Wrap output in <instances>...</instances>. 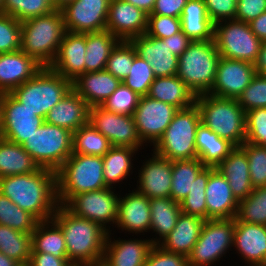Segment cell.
<instances>
[{"label": "cell", "instance_id": "16", "mask_svg": "<svg viewBox=\"0 0 266 266\" xmlns=\"http://www.w3.org/2000/svg\"><path fill=\"white\" fill-rule=\"evenodd\" d=\"M111 0H74L61 9L66 31L88 33L106 30Z\"/></svg>", "mask_w": 266, "mask_h": 266}, {"label": "cell", "instance_id": "24", "mask_svg": "<svg viewBox=\"0 0 266 266\" xmlns=\"http://www.w3.org/2000/svg\"><path fill=\"white\" fill-rule=\"evenodd\" d=\"M207 219L235 218L239 202L233 196L225 177L214 167H209L206 185Z\"/></svg>", "mask_w": 266, "mask_h": 266}, {"label": "cell", "instance_id": "40", "mask_svg": "<svg viewBox=\"0 0 266 266\" xmlns=\"http://www.w3.org/2000/svg\"><path fill=\"white\" fill-rule=\"evenodd\" d=\"M32 251L31 234L23 233L8 226L0 225V252L27 266Z\"/></svg>", "mask_w": 266, "mask_h": 266}, {"label": "cell", "instance_id": "60", "mask_svg": "<svg viewBox=\"0 0 266 266\" xmlns=\"http://www.w3.org/2000/svg\"><path fill=\"white\" fill-rule=\"evenodd\" d=\"M252 32L262 41L266 42V11L256 19L249 22Z\"/></svg>", "mask_w": 266, "mask_h": 266}, {"label": "cell", "instance_id": "6", "mask_svg": "<svg viewBox=\"0 0 266 266\" xmlns=\"http://www.w3.org/2000/svg\"><path fill=\"white\" fill-rule=\"evenodd\" d=\"M220 54L214 40L192 41L178 57L177 76L195 94H207L213 87Z\"/></svg>", "mask_w": 266, "mask_h": 266}, {"label": "cell", "instance_id": "51", "mask_svg": "<svg viewBox=\"0 0 266 266\" xmlns=\"http://www.w3.org/2000/svg\"><path fill=\"white\" fill-rule=\"evenodd\" d=\"M21 50V22L10 15L0 14V53Z\"/></svg>", "mask_w": 266, "mask_h": 266}, {"label": "cell", "instance_id": "57", "mask_svg": "<svg viewBox=\"0 0 266 266\" xmlns=\"http://www.w3.org/2000/svg\"><path fill=\"white\" fill-rule=\"evenodd\" d=\"M188 0H156L154 9L149 15H164L180 18Z\"/></svg>", "mask_w": 266, "mask_h": 266}, {"label": "cell", "instance_id": "9", "mask_svg": "<svg viewBox=\"0 0 266 266\" xmlns=\"http://www.w3.org/2000/svg\"><path fill=\"white\" fill-rule=\"evenodd\" d=\"M73 132L44 121L22 144L40 168L57 171L72 154Z\"/></svg>", "mask_w": 266, "mask_h": 266}, {"label": "cell", "instance_id": "25", "mask_svg": "<svg viewBox=\"0 0 266 266\" xmlns=\"http://www.w3.org/2000/svg\"><path fill=\"white\" fill-rule=\"evenodd\" d=\"M137 55L147 61L153 69L155 77L177 74L178 57L169 49L167 42L146 33L130 40Z\"/></svg>", "mask_w": 266, "mask_h": 266}, {"label": "cell", "instance_id": "35", "mask_svg": "<svg viewBox=\"0 0 266 266\" xmlns=\"http://www.w3.org/2000/svg\"><path fill=\"white\" fill-rule=\"evenodd\" d=\"M198 159L207 167L216 168L235 147L228 140L220 138L210 128L200 123L195 138Z\"/></svg>", "mask_w": 266, "mask_h": 266}, {"label": "cell", "instance_id": "41", "mask_svg": "<svg viewBox=\"0 0 266 266\" xmlns=\"http://www.w3.org/2000/svg\"><path fill=\"white\" fill-rule=\"evenodd\" d=\"M111 147L109 140L89 122L73 132L72 153L103 157Z\"/></svg>", "mask_w": 266, "mask_h": 266}, {"label": "cell", "instance_id": "2", "mask_svg": "<svg viewBox=\"0 0 266 266\" xmlns=\"http://www.w3.org/2000/svg\"><path fill=\"white\" fill-rule=\"evenodd\" d=\"M52 219L59 225L74 266H101L108 231L97 222L78 217L58 205Z\"/></svg>", "mask_w": 266, "mask_h": 266}, {"label": "cell", "instance_id": "61", "mask_svg": "<svg viewBox=\"0 0 266 266\" xmlns=\"http://www.w3.org/2000/svg\"><path fill=\"white\" fill-rule=\"evenodd\" d=\"M253 65L257 74L266 76V42L262 43L260 51Z\"/></svg>", "mask_w": 266, "mask_h": 266}, {"label": "cell", "instance_id": "56", "mask_svg": "<svg viewBox=\"0 0 266 266\" xmlns=\"http://www.w3.org/2000/svg\"><path fill=\"white\" fill-rule=\"evenodd\" d=\"M266 11V0H237L235 20L251 22Z\"/></svg>", "mask_w": 266, "mask_h": 266}, {"label": "cell", "instance_id": "11", "mask_svg": "<svg viewBox=\"0 0 266 266\" xmlns=\"http://www.w3.org/2000/svg\"><path fill=\"white\" fill-rule=\"evenodd\" d=\"M214 42L221 57L254 63L262 41L249 23L225 20L214 24Z\"/></svg>", "mask_w": 266, "mask_h": 266}, {"label": "cell", "instance_id": "31", "mask_svg": "<svg viewBox=\"0 0 266 266\" xmlns=\"http://www.w3.org/2000/svg\"><path fill=\"white\" fill-rule=\"evenodd\" d=\"M205 220L181 212L176 226L159 245L165 250L188 256L200 237Z\"/></svg>", "mask_w": 266, "mask_h": 266}, {"label": "cell", "instance_id": "39", "mask_svg": "<svg viewBox=\"0 0 266 266\" xmlns=\"http://www.w3.org/2000/svg\"><path fill=\"white\" fill-rule=\"evenodd\" d=\"M205 165L198 159L172 161L171 199L181 203L193 187L198 173Z\"/></svg>", "mask_w": 266, "mask_h": 266}, {"label": "cell", "instance_id": "27", "mask_svg": "<svg viewBox=\"0 0 266 266\" xmlns=\"http://www.w3.org/2000/svg\"><path fill=\"white\" fill-rule=\"evenodd\" d=\"M139 154L140 151L136 148L112 146L102 157L103 176L106 186L118 189L116 187L120 185L118 186L120 189V187H122L121 184L124 185L127 183L125 181H128V178H133L135 180L137 178V171H135L137 170V167L135 166L137 165L134 163L138 162L137 159L139 160ZM136 155H138V157ZM133 170L135 171V174H133ZM131 175L135 176L131 177Z\"/></svg>", "mask_w": 266, "mask_h": 266}, {"label": "cell", "instance_id": "52", "mask_svg": "<svg viewBox=\"0 0 266 266\" xmlns=\"http://www.w3.org/2000/svg\"><path fill=\"white\" fill-rule=\"evenodd\" d=\"M245 142L266 147V108H257L245 112Z\"/></svg>", "mask_w": 266, "mask_h": 266}, {"label": "cell", "instance_id": "53", "mask_svg": "<svg viewBox=\"0 0 266 266\" xmlns=\"http://www.w3.org/2000/svg\"><path fill=\"white\" fill-rule=\"evenodd\" d=\"M181 31V19L164 15H148L146 34L164 39Z\"/></svg>", "mask_w": 266, "mask_h": 266}, {"label": "cell", "instance_id": "62", "mask_svg": "<svg viewBox=\"0 0 266 266\" xmlns=\"http://www.w3.org/2000/svg\"><path fill=\"white\" fill-rule=\"evenodd\" d=\"M125 1L138 7L139 9H142L148 15L151 14L156 2V0H125Z\"/></svg>", "mask_w": 266, "mask_h": 266}, {"label": "cell", "instance_id": "65", "mask_svg": "<svg viewBox=\"0 0 266 266\" xmlns=\"http://www.w3.org/2000/svg\"><path fill=\"white\" fill-rule=\"evenodd\" d=\"M2 4H3V0H0V14H1V7H2Z\"/></svg>", "mask_w": 266, "mask_h": 266}, {"label": "cell", "instance_id": "50", "mask_svg": "<svg viewBox=\"0 0 266 266\" xmlns=\"http://www.w3.org/2000/svg\"><path fill=\"white\" fill-rule=\"evenodd\" d=\"M237 100L244 112L266 108V76L256 73Z\"/></svg>", "mask_w": 266, "mask_h": 266}, {"label": "cell", "instance_id": "33", "mask_svg": "<svg viewBox=\"0 0 266 266\" xmlns=\"http://www.w3.org/2000/svg\"><path fill=\"white\" fill-rule=\"evenodd\" d=\"M147 96L172 104L178 109L191 107L196 99L195 94L177 75L155 77Z\"/></svg>", "mask_w": 266, "mask_h": 266}, {"label": "cell", "instance_id": "4", "mask_svg": "<svg viewBox=\"0 0 266 266\" xmlns=\"http://www.w3.org/2000/svg\"><path fill=\"white\" fill-rule=\"evenodd\" d=\"M56 185L60 205L77 194L107 188L102 157L72 153L56 171Z\"/></svg>", "mask_w": 266, "mask_h": 266}, {"label": "cell", "instance_id": "45", "mask_svg": "<svg viewBox=\"0 0 266 266\" xmlns=\"http://www.w3.org/2000/svg\"><path fill=\"white\" fill-rule=\"evenodd\" d=\"M54 10V0H3L1 14L23 22Z\"/></svg>", "mask_w": 266, "mask_h": 266}, {"label": "cell", "instance_id": "14", "mask_svg": "<svg viewBox=\"0 0 266 266\" xmlns=\"http://www.w3.org/2000/svg\"><path fill=\"white\" fill-rule=\"evenodd\" d=\"M179 109L172 104L140 96L138 106L133 113L137 132L142 142L153 147L163 136Z\"/></svg>", "mask_w": 266, "mask_h": 266}, {"label": "cell", "instance_id": "28", "mask_svg": "<svg viewBox=\"0 0 266 266\" xmlns=\"http://www.w3.org/2000/svg\"><path fill=\"white\" fill-rule=\"evenodd\" d=\"M216 169L228 181L233 196L238 202L252 193L254 187L250 181L249 162L241 146H235Z\"/></svg>", "mask_w": 266, "mask_h": 266}, {"label": "cell", "instance_id": "13", "mask_svg": "<svg viewBox=\"0 0 266 266\" xmlns=\"http://www.w3.org/2000/svg\"><path fill=\"white\" fill-rule=\"evenodd\" d=\"M88 122L109 140L111 146L131 147L139 151L147 148L138 135L133 115L94 106L89 108Z\"/></svg>", "mask_w": 266, "mask_h": 266}, {"label": "cell", "instance_id": "43", "mask_svg": "<svg viewBox=\"0 0 266 266\" xmlns=\"http://www.w3.org/2000/svg\"><path fill=\"white\" fill-rule=\"evenodd\" d=\"M209 179V167L205 166L193 181V187L180 203L181 212L207 220L206 185Z\"/></svg>", "mask_w": 266, "mask_h": 266}, {"label": "cell", "instance_id": "34", "mask_svg": "<svg viewBox=\"0 0 266 266\" xmlns=\"http://www.w3.org/2000/svg\"><path fill=\"white\" fill-rule=\"evenodd\" d=\"M150 236L151 242L159 244L176 226L178 216L181 214L180 203L171 198L160 197L150 199ZM154 233V235H152ZM155 236V237H154Z\"/></svg>", "mask_w": 266, "mask_h": 266}, {"label": "cell", "instance_id": "59", "mask_svg": "<svg viewBox=\"0 0 266 266\" xmlns=\"http://www.w3.org/2000/svg\"><path fill=\"white\" fill-rule=\"evenodd\" d=\"M163 40L164 42H167L170 51L177 57H179L192 43V40L182 31L170 37L164 38Z\"/></svg>", "mask_w": 266, "mask_h": 266}, {"label": "cell", "instance_id": "36", "mask_svg": "<svg viewBox=\"0 0 266 266\" xmlns=\"http://www.w3.org/2000/svg\"><path fill=\"white\" fill-rule=\"evenodd\" d=\"M31 252L49 253L67 258V247L59 225L53 220L38 221L31 233Z\"/></svg>", "mask_w": 266, "mask_h": 266}, {"label": "cell", "instance_id": "58", "mask_svg": "<svg viewBox=\"0 0 266 266\" xmlns=\"http://www.w3.org/2000/svg\"><path fill=\"white\" fill-rule=\"evenodd\" d=\"M27 266H74L68 258H57L53 254L31 252Z\"/></svg>", "mask_w": 266, "mask_h": 266}, {"label": "cell", "instance_id": "26", "mask_svg": "<svg viewBox=\"0 0 266 266\" xmlns=\"http://www.w3.org/2000/svg\"><path fill=\"white\" fill-rule=\"evenodd\" d=\"M42 67L22 50L0 53V92L11 93L30 80Z\"/></svg>", "mask_w": 266, "mask_h": 266}, {"label": "cell", "instance_id": "12", "mask_svg": "<svg viewBox=\"0 0 266 266\" xmlns=\"http://www.w3.org/2000/svg\"><path fill=\"white\" fill-rule=\"evenodd\" d=\"M119 195V191L116 192V189L107 187L77 194L64 206L74 215L97 222L108 232L114 233L118 218Z\"/></svg>", "mask_w": 266, "mask_h": 266}, {"label": "cell", "instance_id": "48", "mask_svg": "<svg viewBox=\"0 0 266 266\" xmlns=\"http://www.w3.org/2000/svg\"><path fill=\"white\" fill-rule=\"evenodd\" d=\"M140 96L122 82L112 95L107 98L101 107L104 109L126 115H133L138 106Z\"/></svg>", "mask_w": 266, "mask_h": 266}, {"label": "cell", "instance_id": "37", "mask_svg": "<svg viewBox=\"0 0 266 266\" xmlns=\"http://www.w3.org/2000/svg\"><path fill=\"white\" fill-rule=\"evenodd\" d=\"M39 169L38 164L22 145L0 136V178L32 173Z\"/></svg>", "mask_w": 266, "mask_h": 266}, {"label": "cell", "instance_id": "54", "mask_svg": "<svg viewBox=\"0 0 266 266\" xmlns=\"http://www.w3.org/2000/svg\"><path fill=\"white\" fill-rule=\"evenodd\" d=\"M144 266H188L187 256L174 253L155 244L150 249Z\"/></svg>", "mask_w": 266, "mask_h": 266}, {"label": "cell", "instance_id": "10", "mask_svg": "<svg viewBox=\"0 0 266 266\" xmlns=\"http://www.w3.org/2000/svg\"><path fill=\"white\" fill-rule=\"evenodd\" d=\"M235 218L207 219L200 237L187 256L188 266H216L233 251Z\"/></svg>", "mask_w": 266, "mask_h": 266}, {"label": "cell", "instance_id": "7", "mask_svg": "<svg viewBox=\"0 0 266 266\" xmlns=\"http://www.w3.org/2000/svg\"><path fill=\"white\" fill-rule=\"evenodd\" d=\"M200 123L201 115L196 103L179 109L151 151L170 161L198 158L195 138Z\"/></svg>", "mask_w": 266, "mask_h": 266}, {"label": "cell", "instance_id": "5", "mask_svg": "<svg viewBox=\"0 0 266 266\" xmlns=\"http://www.w3.org/2000/svg\"><path fill=\"white\" fill-rule=\"evenodd\" d=\"M195 103L200 110L201 123L220 138L234 146H241L246 139L245 112L237 99L211 94L197 95Z\"/></svg>", "mask_w": 266, "mask_h": 266}, {"label": "cell", "instance_id": "46", "mask_svg": "<svg viewBox=\"0 0 266 266\" xmlns=\"http://www.w3.org/2000/svg\"><path fill=\"white\" fill-rule=\"evenodd\" d=\"M136 55L131 41L120 40L112 49L105 70L122 82L128 76Z\"/></svg>", "mask_w": 266, "mask_h": 266}, {"label": "cell", "instance_id": "19", "mask_svg": "<svg viewBox=\"0 0 266 266\" xmlns=\"http://www.w3.org/2000/svg\"><path fill=\"white\" fill-rule=\"evenodd\" d=\"M255 74L253 63L220 57L215 81L208 94L238 99Z\"/></svg>", "mask_w": 266, "mask_h": 266}, {"label": "cell", "instance_id": "32", "mask_svg": "<svg viewBox=\"0 0 266 266\" xmlns=\"http://www.w3.org/2000/svg\"><path fill=\"white\" fill-rule=\"evenodd\" d=\"M181 31L192 41L214 40V23L204 0H188L181 16Z\"/></svg>", "mask_w": 266, "mask_h": 266}, {"label": "cell", "instance_id": "49", "mask_svg": "<svg viewBox=\"0 0 266 266\" xmlns=\"http://www.w3.org/2000/svg\"><path fill=\"white\" fill-rule=\"evenodd\" d=\"M241 147L247 154L252 186H266V147L244 142Z\"/></svg>", "mask_w": 266, "mask_h": 266}, {"label": "cell", "instance_id": "30", "mask_svg": "<svg viewBox=\"0 0 266 266\" xmlns=\"http://www.w3.org/2000/svg\"><path fill=\"white\" fill-rule=\"evenodd\" d=\"M121 81L106 70L81 74L72 88L89 107L101 106L120 85Z\"/></svg>", "mask_w": 266, "mask_h": 266}, {"label": "cell", "instance_id": "42", "mask_svg": "<svg viewBox=\"0 0 266 266\" xmlns=\"http://www.w3.org/2000/svg\"><path fill=\"white\" fill-rule=\"evenodd\" d=\"M235 222L266 226V186L255 187L247 198L239 202Z\"/></svg>", "mask_w": 266, "mask_h": 266}, {"label": "cell", "instance_id": "47", "mask_svg": "<svg viewBox=\"0 0 266 266\" xmlns=\"http://www.w3.org/2000/svg\"><path fill=\"white\" fill-rule=\"evenodd\" d=\"M154 80L155 75L150 64L139 55H136L133 59L130 72L128 76L122 80V83L139 96H146Z\"/></svg>", "mask_w": 266, "mask_h": 266}, {"label": "cell", "instance_id": "20", "mask_svg": "<svg viewBox=\"0 0 266 266\" xmlns=\"http://www.w3.org/2000/svg\"><path fill=\"white\" fill-rule=\"evenodd\" d=\"M148 14L125 0H111L106 30L119 40L130 41L146 33Z\"/></svg>", "mask_w": 266, "mask_h": 266}, {"label": "cell", "instance_id": "17", "mask_svg": "<svg viewBox=\"0 0 266 266\" xmlns=\"http://www.w3.org/2000/svg\"><path fill=\"white\" fill-rule=\"evenodd\" d=\"M128 193H121L118 201V218L114 228L134 237L147 235L150 232L151 212L150 199L139 193L135 187ZM148 232V233H147ZM132 233V234H131ZM142 233V234H141Z\"/></svg>", "mask_w": 266, "mask_h": 266}, {"label": "cell", "instance_id": "38", "mask_svg": "<svg viewBox=\"0 0 266 266\" xmlns=\"http://www.w3.org/2000/svg\"><path fill=\"white\" fill-rule=\"evenodd\" d=\"M119 41L108 30L86 33L85 73L105 70L110 53Z\"/></svg>", "mask_w": 266, "mask_h": 266}, {"label": "cell", "instance_id": "63", "mask_svg": "<svg viewBox=\"0 0 266 266\" xmlns=\"http://www.w3.org/2000/svg\"><path fill=\"white\" fill-rule=\"evenodd\" d=\"M0 266H21L15 260L7 257L4 253L0 252Z\"/></svg>", "mask_w": 266, "mask_h": 266}, {"label": "cell", "instance_id": "18", "mask_svg": "<svg viewBox=\"0 0 266 266\" xmlns=\"http://www.w3.org/2000/svg\"><path fill=\"white\" fill-rule=\"evenodd\" d=\"M137 166L136 190L149 199L171 198L172 161L156 155L153 151ZM144 161V162H143Z\"/></svg>", "mask_w": 266, "mask_h": 266}, {"label": "cell", "instance_id": "22", "mask_svg": "<svg viewBox=\"0 0 266 266\" xmlns=\"http://www.w3.org/2000/svg\"><path fill=\"white\" fill-rule=\"evenodd\" d=\"M232 250L242 264L266 266V226L235 222Z\"/></svg>", "mask_w": 266, "mask_h": 266}, {"label": "cell", "instance_id": "8", "mask_svg": "<svg viewBox=\"0 0 266 266\" xmlns=\"http://www.w3.org/2000/svg\"><path fill=\"white\" fill-rule=\"evenodd\" d=\"M72 89V82L49 67H42L30 80L10 94L38 117L46 114Z\"/></svg>", "mask_w": 266, "mask_h": 266}, {"label": "cell", "instance_id": "15", "mask_svg": "<svg viewBox=\"0 0 266 266\" xmlns=\"http://www.w3.org/2000/svg\"><path fill=\"white\" fill-rule=\"evenodd\" d=\"M44 123L35 112L27 109L10 93L0 101V136L22 145Z\"/></svg>", "mask_w": 266, "mask_h": 266}, {"label": "cell", "instance_id": "3", "mask_svg": "<svg viewBox=\"0 0 266 266\" xmlns=\"http://www.w3.org/2000/svg\"><path fill=\"white\" fill-rule=\"evenodd\" d=\"M66 33L61 10L21 22V50L43 67L54 61L59 45Z\"/></svg>", "mask_w": 266, "mask_h": 266}, {"label": "cell", "instance_id": "55", "mask_svg": "<svg viewBox=\"0 0 266 266\" xmlns=\"http://www.w3.org/2000/svg\"><path fill=\"white\" fill-rule=\"evenodd\" d=\"M204 3L214 24L235 19L237 0H204Z\"/></svg>", "mask_w": 266, "mask_h": 266}, {"label": "cell", "instance_id": "29", "mask_svg": "<svg viewBox=\"0 0 266 266\" xmlns=\"http://www.w3.org/2000/svg\"><path fill=\"white\" fill-rule=\"evenodd\" d=\"M89 108L85 100L72 88L49 110L44 121L75 132L88 123Z\"/></svg>", "mask_w": 266, "mask_h": 266}, {"label": "cell", "instance_id": "21", "mask_svg": "<svg viewBox=\"0 0 266 266\" xmlns=\"http://www.w3.org/2000/svg\"><path fill=\"white\" fill-rule=\"evenodd\" d=\"M108 232L101 266H144L154 245L150 238H116ZM113 237V238H112Z\"/></svg>", "mask_w": 266, "mask_h": 266}, {"label": "cell", "instance_id": "1", "mask_svg": "<svg viewBox=\"0 0 266 266\" xmlns=\"http://www.w3.org/2000/svg\"><path fill=\"white\" fill-rule=\"evenodd\" d=\"M0 194L38 221L52 219L59 205L56 172L47 168L0 178Z\"/></svg>", "mask_w": 266, "mask_h": 266}, {"label": "cell", "instance_id": "64", "mask_svg": "<svg viewBox=\"0 0 266 266\" xmlns=\"http://www.w3.org/2000/svg\"><path fill=\"white\" fill-rule=\"evenodd\" d=\"M74 0H54V9L61 10L68 3L73 2Z\"/></svg>", "mask_w": 266, "mask_h": 266}, {"label": "cell", "instance_id": "44", "mask_svg": "<svg viewBox=\"0 0 266 266\" xmlns=\"http://www.w3.org/2000/svg\"><path fill=\"white\" fill-rule=\"evenodd\" d=\"M38 220L22 210L8 197L0 194V225L8 226L23 233H32Z\"/></svg>", "mask_w": 266, "mask_h": 266}, {"label": "cell", "instance_id": "23", "mask_svg": "<svg viewBox=\"0 0 266 266\" xmlns=\"http://www.w3.org/2000/svg\"><path fill=\"white\" fill-rule=\"evenodd\" d=\"M86 33L66 31L49 68L73 82L85 73Z\"/></svg>", "mask_w": 266, "mask_h": 266}]
</instances>
